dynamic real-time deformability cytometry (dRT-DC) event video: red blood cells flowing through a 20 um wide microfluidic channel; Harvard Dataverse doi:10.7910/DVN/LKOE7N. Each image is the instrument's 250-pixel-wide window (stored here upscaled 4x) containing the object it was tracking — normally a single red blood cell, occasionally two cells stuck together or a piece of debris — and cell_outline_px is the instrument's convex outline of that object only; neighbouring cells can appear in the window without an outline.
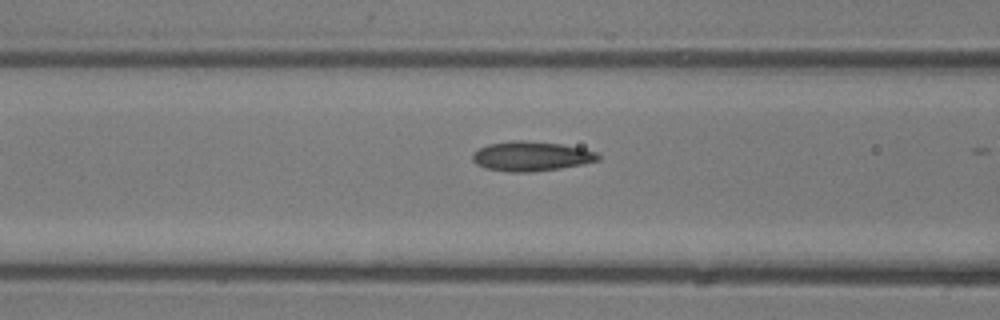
{"species": "common noctule bat (a hibernating species)", "species_latin": "Nyctalus noctula", "temperature_condition": "room temperature", "stored_images_in_passage": 5, "camera_frame_rate_fps": 3000, "um_per_image_px": 0.085, "animal": {"sex": "male", "body_mass_g": 13.3}, "frame": {"image": 1, "passage_image": 5, "time_ms": 1.333, "image_size_px": [1000, 320], "cell_outline_px": [[600, 160], [584, 164], [560, 168], [532, 172], [508, 172], [484, 168], [476, 164], [472, 160], [472, 152], [488, 144], [512, 140], [524, 140], [560, 144], [584, 148], [596, 152], [600, 156]], "centroid_in_image_um": [45.14, 13.28], "position_along_channel_um": 121.5, "area_um2": 21.91}}